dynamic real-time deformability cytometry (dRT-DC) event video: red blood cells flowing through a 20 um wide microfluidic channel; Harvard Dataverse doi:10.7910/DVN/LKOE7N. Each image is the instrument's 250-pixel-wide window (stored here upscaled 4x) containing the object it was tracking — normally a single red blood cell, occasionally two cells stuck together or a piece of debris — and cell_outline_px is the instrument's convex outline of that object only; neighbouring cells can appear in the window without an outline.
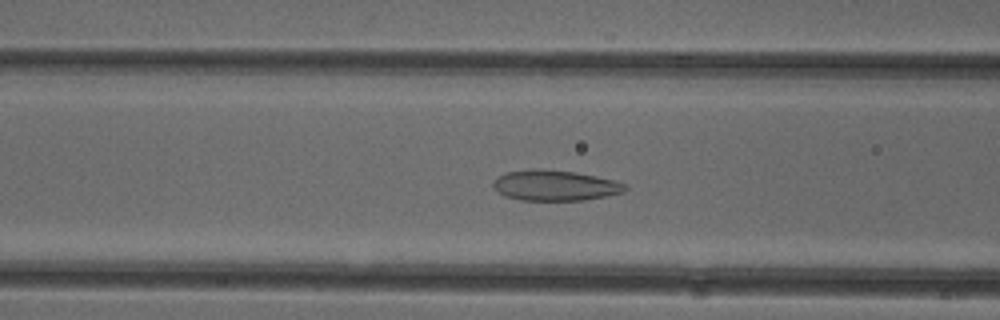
{"species": "common noctule bat (a hibernating species)", "species_latin": "Nyctalus noctula", "temperature_condition": "cold", "stored_images_in_passage": 41, "camera_frame_rate_fps": 3000, "um_per_image_px": 0.085, "animal": {"sex": "female"}, "frame": {"image": 1, "passage_image": 10, "time_ms": 3.0, "image_size_px": [1000, 320], "cell_outline_px": [[628, 188], [624, 192], [584, 200], [520, 200], [504, 196], [492, 184], [496, 176], [508, 172], [532, 168], [540, 168], [576, 172], [596, 176], [628, 184]], "centroid_in_image_um": [47.18, 15.75], "position_along_channel_um": 119.4, "area_um2": 23.52}}
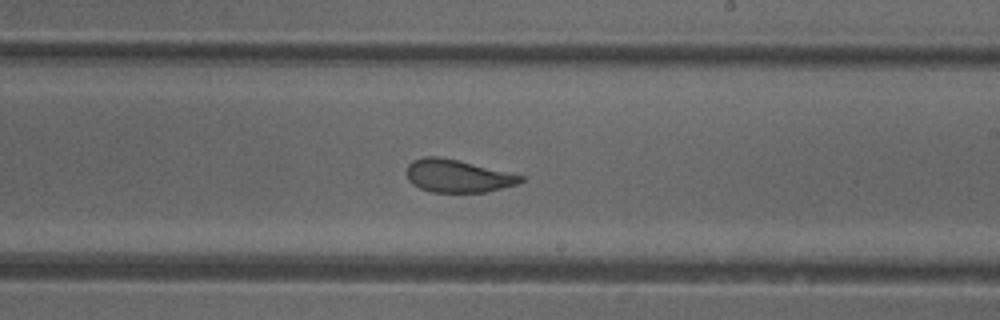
{"frame": {"image": 2, "passage_image": 20, "time_ms": 6.333, "image_size_px": [1000, 320], "cell_outline_px": [[524, 180], [516, 184], [484, 192], [432, 192], [420, 188], [412, 184], [408, 180], [404, 172], [408, 164], [412, 160], [424, 156], [440, 156], [524, 176]], "centroid_in_image_um": [38.81, 14.95], "position_along_channel_um": 250.2, "area_um2": 21.68}}
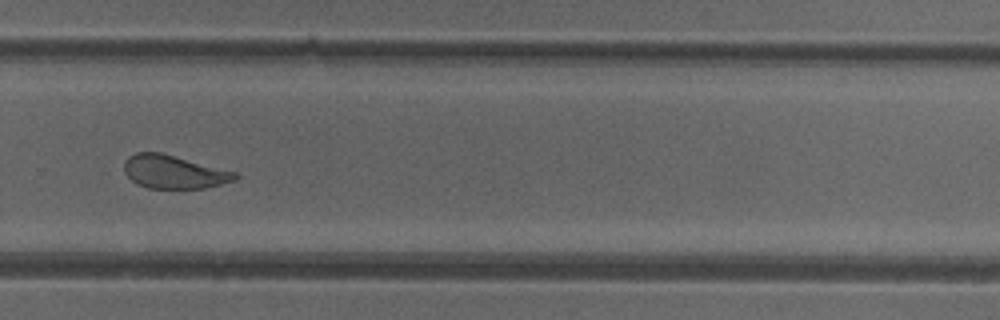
{"frame": {"image": 3, "passage_image": 25, "time_ms": 8.0, "image_size_px": [1000, 320], "cell_outline_px": [[240, 176], [236, 180], [204, 188], [148, 188], [132, 180], [124, 172], [124, 160], [128, 156], [136, 152], [160, 152], [236, 172]], "centroid_in_image_um": [14.77, 14.6], "position_along_channel_um": 315.0, "area_um2": 21.39}, "authors_computed_cell_mechanics": {"area_um2": 23.5246, "velocity_mm_per_s": 3.919, "shape_relaxation_time_tau1_ms": 7.2559, "shape_relaxation_time_tau2_ms": 1.4182, "deformation_change_tau1": 0.139, "deformation_change_tau2": 0.078}}